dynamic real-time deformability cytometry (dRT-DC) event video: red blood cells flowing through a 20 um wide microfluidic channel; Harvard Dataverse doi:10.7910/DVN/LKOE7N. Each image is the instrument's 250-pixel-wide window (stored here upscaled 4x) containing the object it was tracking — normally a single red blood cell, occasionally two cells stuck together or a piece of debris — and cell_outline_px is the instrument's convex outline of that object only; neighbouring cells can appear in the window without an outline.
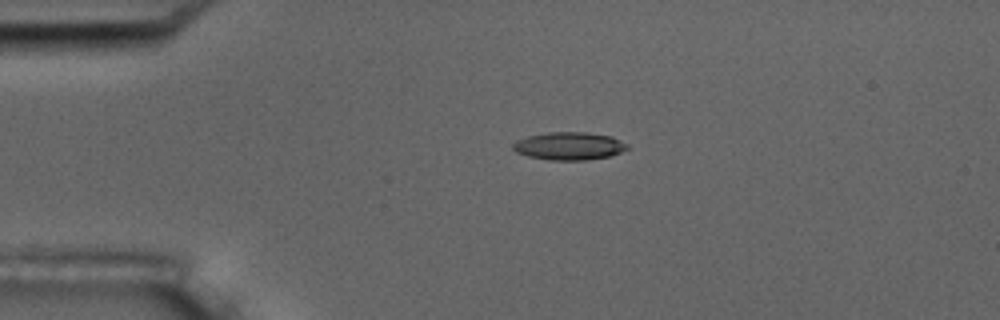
{"species": "common noctule bat (a hibernating species)", "species_latin": "Nyctalus noctula", "temperature_condition": "room temperature", "stored_images_in_passage": 4, "camera_frame_rate_fps": 3000, "um_per_image_px": 0.085, "animal": {"sex": "male", "body_mass_g": 17.5, "forearm_length_mm": 52.3}, "frame": {"image": 1, "passage_image": 3, "time_ms": 2.667, "image_size_px": [1000, 320], "cell_outline_px": [[628, 148], [620, 152], [608, 156], [588, 160], [548, 160], [528, 156], [516, 152], [512, 148], [512, 144], [516, 140], [528, 136], [548, 132], [588, 132], [612, 136], [628, 144]], "centroid_in_image_um": [48.36, 12.4], "position_along_channel_um": 36.6, "area_um2": 18.61}}